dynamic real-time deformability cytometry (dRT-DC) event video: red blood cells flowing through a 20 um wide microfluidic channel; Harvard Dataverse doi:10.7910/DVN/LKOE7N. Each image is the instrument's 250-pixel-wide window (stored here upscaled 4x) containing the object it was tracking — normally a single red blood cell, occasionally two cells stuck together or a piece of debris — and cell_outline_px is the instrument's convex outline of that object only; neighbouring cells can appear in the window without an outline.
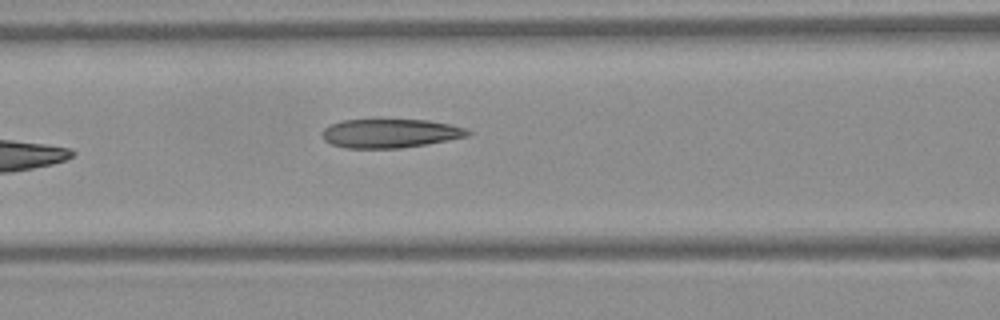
{"species": "Egyptian fruit bat (a non-hibernating species)", "species_latin": "Rousettus aegyptiacus", "temperature_condition": "warm", "stored_images_in_passage": 6, "camera_frame_rate_fps": 3000, "um_per_image_px": 0.085, "frame": {"image": 1, "passage_image": 6, "time_ms": 1.667, "image_size_px": [1000, 320], "cell_outline_px": [[472, 132], [468, 136], [428, 144], [400, 148], [344, 148], [332, 144], [324, 140], [320, 132], [328, 124], [344, 120], [380, 116], [428, 120], [448, 124], [464, 128]], "centroid_in_image_um": [33.1, 11.28], "position_along_channel_um": 133.5, "area_um2": 25.72}}